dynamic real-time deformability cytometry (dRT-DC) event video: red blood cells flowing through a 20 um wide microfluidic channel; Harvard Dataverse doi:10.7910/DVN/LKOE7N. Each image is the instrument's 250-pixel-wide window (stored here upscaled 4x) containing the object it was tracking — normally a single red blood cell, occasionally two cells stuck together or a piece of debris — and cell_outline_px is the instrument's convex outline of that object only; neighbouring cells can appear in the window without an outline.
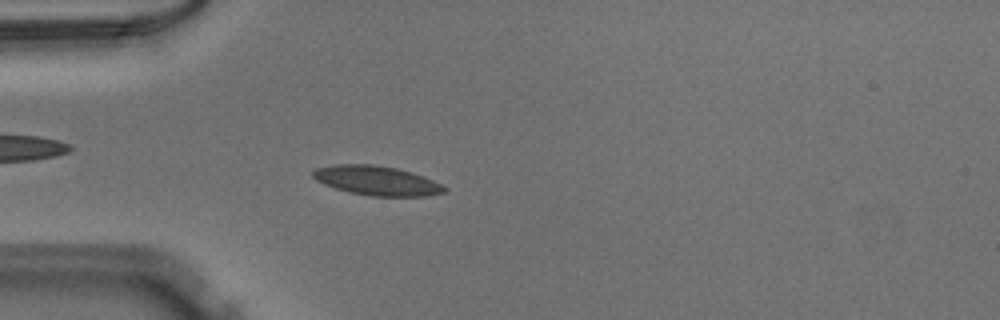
{"species": "Egyptian fruit bat (a non-hibernating species)", "species_latin": "Rousettus aegyptiacus", "temperature_condition": "warm", "stored_images_in_passage": 39, "camera_frame_rate_fps": 3000, "um_per_image_px": 0.085, "animal": {"sex": "male"}, "frame": {"image": 1, "passage_image": 3, "time_ms": 0.667, "image_size_px": [1000, 320], "cell_outline_px": [[448, 192], [424, 196], [368, 196], [336, 188], [324, 184], [316, 180], [312, 176], [312, 172], [316, 168], [336, 164], [372, 164], [396, 168], [412, 172], [424, 176], [448, 188]], "centroid_in_image_um": [32.05, 15.35], "position_along_channel_um": 53.0, "area_um2": 22.48}}
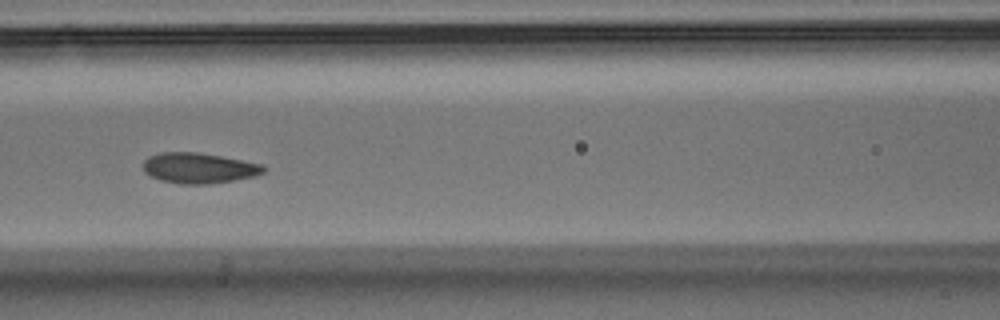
{"frame": {"image": 2, "passage_image": 11, "time_ms": 3.333, "image_size_px": [1000, 320], "cell_outline_px": [[268, 168], [264, 172], [256, 176], [208, 184], [180, 184], [160, 180], [148, 176], [144, 172], [144, 160], [148, 156], [160, 152], [196, 152], [220, 156], [264, 164]], "centroid_in_image_um": [16.9, 14.28], "position_along_channel_um": 149.7, "area_um2": 21.56}}
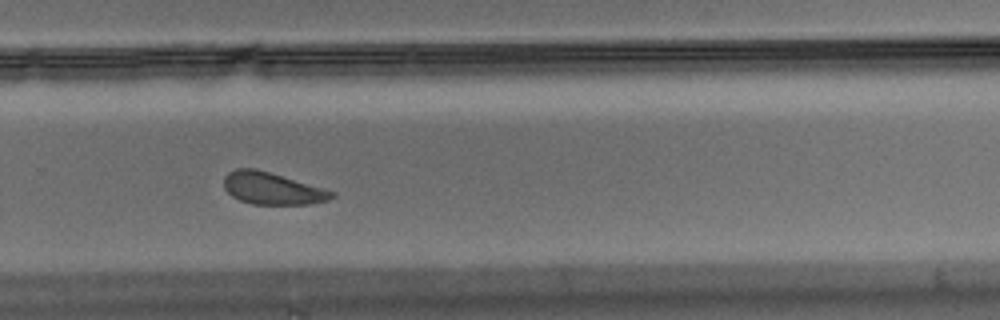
{"frame": {"image": 3, "passage_image": 23, "time_ms": 7.333, "image_size_px": [1000, 320], "cell_outline_px": [[336, 196], [328, 200], [308, 204], [252, 204], [240, 200], [232, 196], [224, 188], [224, 176], [228, 172], [236, 168], [256, 168], [324, 188], [336, 192]], "centroid_in_image_um": [23.14, 16.01], "position_along_channel_um": 306.7, "area_um2": 20.17}}